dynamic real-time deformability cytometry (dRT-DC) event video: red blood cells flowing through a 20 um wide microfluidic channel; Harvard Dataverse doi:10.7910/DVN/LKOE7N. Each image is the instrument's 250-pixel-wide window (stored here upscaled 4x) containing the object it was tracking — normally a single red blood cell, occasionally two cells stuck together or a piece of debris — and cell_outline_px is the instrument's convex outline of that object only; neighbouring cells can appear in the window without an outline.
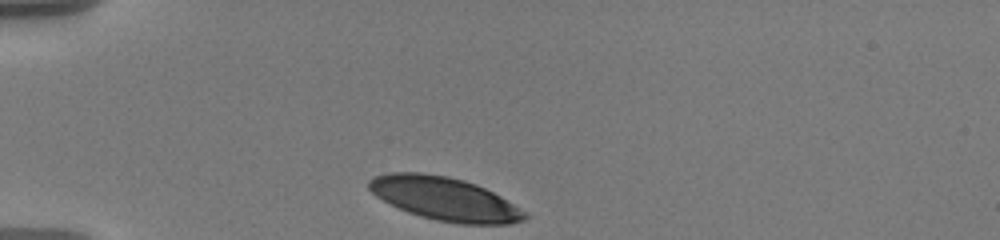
{"species": "human", "species_latin": "Homo sapiens", "temperature_condition": "warm", "stored_images_in_passage": 35, "camera_frame_rate_fps": 3000, "um_per_image_px": 0.085, "donor": {"sex": "male"}, "frame": {"image": 1, "passage_image": 1, "time_ms": 0.0, "image_size_px": [1000, 240], "cell_outline_px": [[528, 216], [524, 220], [512, 224], [460, 224], [436, 220], [420, 216], [408, 212], [376, 196], [368, 188], [368, 180], [372, 176], [388, 172], [420, 172], [448, 176], [464, 180], [476, 184], [500, 196], [528, 212]], "centroid_in_image_um": [37.81, 16.89], "position_along_channel_um": 47.2, "area_um2": 39.42}}
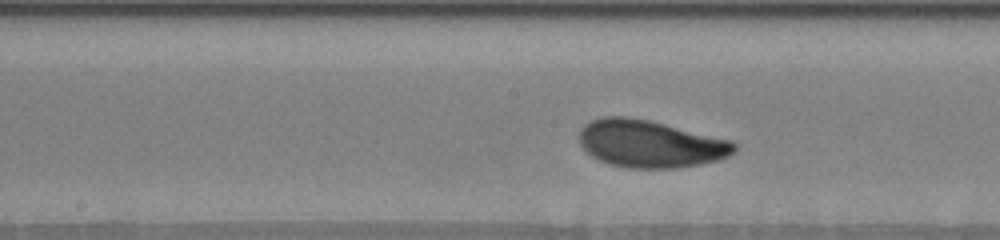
{"frame": {"image": 2, "passage_image": 16, "time_ms": 5.0, "image_size_px": [1000, 240], "cell_outline_px": [[736, 152], [728, 156], [716, 160], [700, 164], [680, 168], [628, 168], [612, 164], [600, 160], [592, 156], [580, 144], [580, 128], [584, 124], [592, 120], [604, 116], [624, 116], [648, 120], [732, 140], [736, 144]], "centroid_in_image_um": [55.28, 12.22], "position_along_channel_um": 192.9, "area_um2": 42.66}}
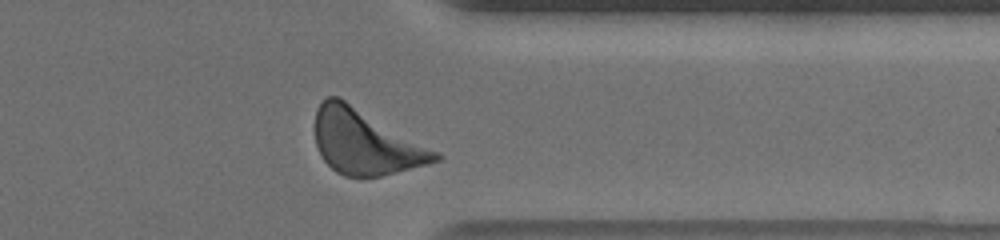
{"frame": {"image": 3, "passage_image": 32, "time_ms": 10.333, "image_size_px": [1000, 240], "cell_outline_px": [[444, 156], [440, 160], [428, 164], [380, 176], [344, 176], [336, 172], [324, 160], [316, 144], [316, 108], [328, 96], [340, 96], [440, 152]], "centroid_in_image_um": [31.09, 12.06], "position_along_channel_um": 380.3, "area_um2": 45.37}, "authors_computed_cell_mechanics": {"area_um2": 42.0206, "velocity_mm_per_s": 3.5516, "shape_relaxation_time_tau1_ms": 1.1827, "shape_relaxation_time_tau2_ms": null, "deformation_change_tau1": 0.1119, "deformation_change_tau2": null}}